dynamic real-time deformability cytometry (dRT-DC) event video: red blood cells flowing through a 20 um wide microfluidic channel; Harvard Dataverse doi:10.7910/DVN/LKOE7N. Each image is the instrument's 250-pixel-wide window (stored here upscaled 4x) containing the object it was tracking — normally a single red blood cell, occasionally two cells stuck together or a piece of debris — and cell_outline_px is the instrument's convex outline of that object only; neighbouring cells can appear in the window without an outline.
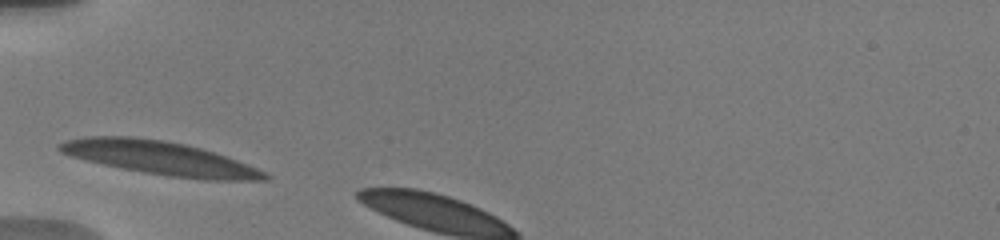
{"species": "human", "species_latin": "Homo sapiens", "temperature_condition": "warm", "stored_images_in_passage": 2, "camera_frame_rate_fps": 3000, "um_per_image_px": 0.085, "donor": {"sex": "male"}, "frame": {"image": 1, "passage_image": 1, "time_ms": 0.0, "image_size_px": [1000, 240], "cell_outline_px": [[272, 176], [268, 180], [204, 180], [168, 176], [144, 172], [84, 160], [60, 152], [56, 148], [56, 144], [68, 140], [84, 136], [132, 136], [164, 140], [184, 144], [200, 148], [236, 160], [256, 168]], "centroid_in_image_um": [13.57, 13.43], "position_along_channel_um": 71.4, "area_um2": 39.82}}